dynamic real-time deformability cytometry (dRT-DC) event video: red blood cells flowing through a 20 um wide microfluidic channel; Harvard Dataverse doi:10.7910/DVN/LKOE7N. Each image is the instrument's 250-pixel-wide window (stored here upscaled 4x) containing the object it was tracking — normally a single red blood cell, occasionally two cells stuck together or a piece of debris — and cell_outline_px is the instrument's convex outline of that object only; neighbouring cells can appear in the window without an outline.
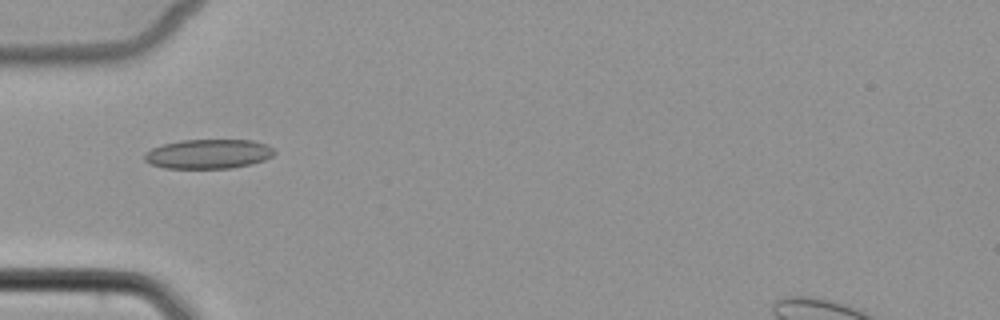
{"species": "common noctule bat (a hibernating species)", "species_latin": "Nyctalus noctula", "temperature_condition": "cold", "stored_images_in_passage": 6, "segment_of_instrument_passage": [1, 2], "camera_frame_rate_fps": 3000, "um_per_image_px": 0.085, "animal": {"sex": "female", "body_mass_g": 22.7, "forearm_length_mm": 54.2}, "frame": {"image": 1, "passage_image": 5, "time_ms": 5.0, "image_size_px": [1000, 320], "cell_outline_px": [[276, 152], [272, 156], [264, 160], [252, 164], [232, 168], [164, 168], [148, 164], [144, 160], [144, 152], [152, 148], [164, 144], [180, 140], [252, 140], [268, 144], [276, 148]], "centroid_in_image_um": [17.73, 13.08], "position_along_channel_um": 67.3, "area_um2": 22.6}}